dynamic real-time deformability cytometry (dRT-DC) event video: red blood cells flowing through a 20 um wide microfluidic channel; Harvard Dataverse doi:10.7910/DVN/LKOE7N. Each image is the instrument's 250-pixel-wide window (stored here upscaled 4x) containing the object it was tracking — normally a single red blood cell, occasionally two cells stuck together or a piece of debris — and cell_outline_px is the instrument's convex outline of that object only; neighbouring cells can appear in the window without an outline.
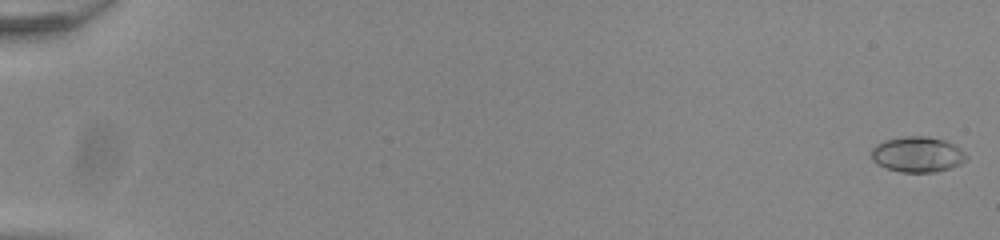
{"species": "common noctule bat (a hibernating species)", "species_latin": "Nyctalus noctula", "temperature_condition": "room temperature", "stored_images_in_passage": 55, "camera_frame_rate_fps": 3000, "um_per_image_px": 0.085, "animal": {"sex": "male", "body_mass_g": 20.0, "forearm_length_mm": 53.3}, "frame": {"image": 1, "passage_image": 1, "time_ms": 0.0, "image_size_px": [1000, 240], "cell_outline_px": [[968, 160], [960, 164], [936, 172], [900, 172], [876, 164], [872, 160], [872, 148], [876, 144], [884, 140], [908, 136], [928, 136], [944, 140], [960, 148], [968, 156]], "centroid_in_image_um": [77.99, 13.12], "position_along_channel_um": 7.0, "area_um2": 19.65}}
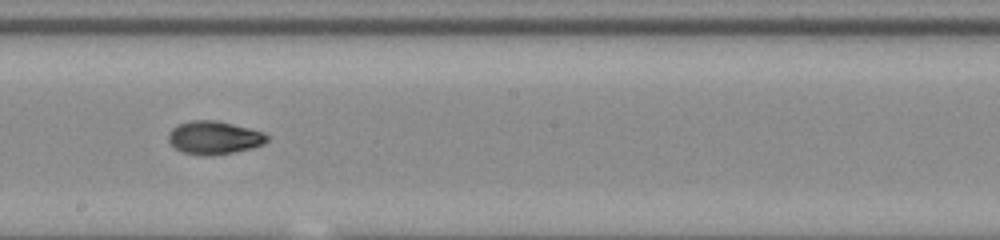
{"frame": {"image": 2, "passage_image": 33, "time_ms": 10.667, "image_size_px": [1000, 240], "cell_outline_px": [[268, 140], [264, 144], [252, 148], [212, 156], [204, 156], [184, 152], [176, 148], [168, 140], [168, 132], [176, 124], [192, 120], [216, 120], [264, 132], [268, 136]], "centroid_in_image_um": [18.19, 11.7], "position_along_channel_um": 230.0, "area_um2": 19.07}}
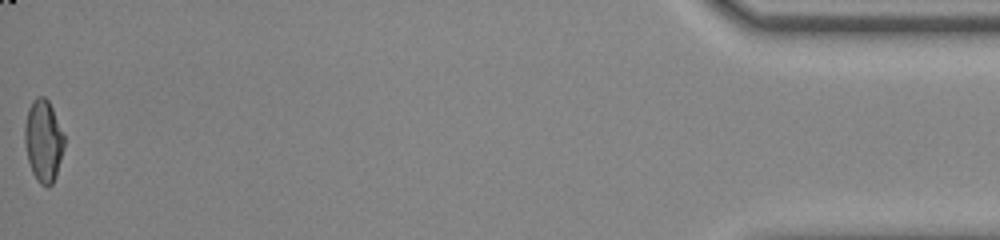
{"frame": {"image": 3, "passage_image": 55, "time_ms": 18.0, "image_size_px": [1000, 240], "cell_outline_px": [[64, 148], [56, 176], [52, 184], [48, 188], [40, 184], [36, 180], [32, 172], [28, 160], [24, 140], [24, 128], [28, 108], [32, 100], [36, 96], [44, 96], [48, 100], [52, 108], [64, 136]], "centroid_in_image_um": [3.68, 11.98], "position_along_channel_um": 431.5, "area_um2": 18.96}, "authors_computed_cell_mechanics": {"area_um2": 18.7272, "velocity_mm_per_s": 3.9064, "shape_relaxation_time_tau1_ms": 4.3544, "shape_relaxation_time_tau2_ms": 1.9947, "deformation_change_tau1": 0.193, "deformation_change_tau2": 0.0593}}